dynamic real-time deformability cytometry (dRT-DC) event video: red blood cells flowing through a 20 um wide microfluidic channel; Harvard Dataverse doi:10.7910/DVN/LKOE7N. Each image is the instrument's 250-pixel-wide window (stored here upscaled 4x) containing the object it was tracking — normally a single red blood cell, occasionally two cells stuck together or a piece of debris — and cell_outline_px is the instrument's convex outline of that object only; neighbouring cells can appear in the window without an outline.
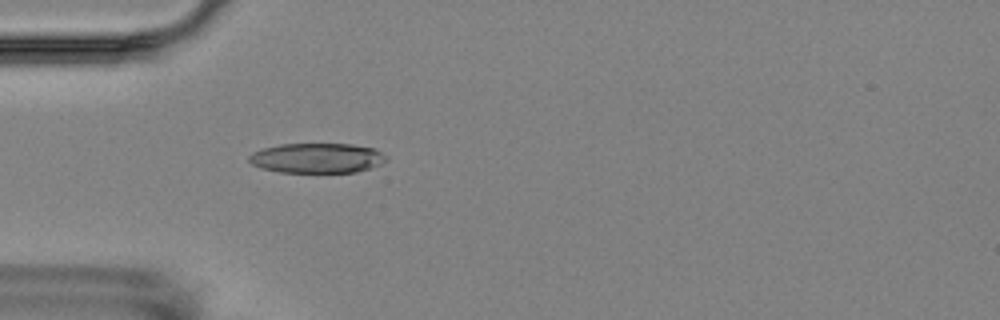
{"species": "Egyptian fruit bat (a non-hibernating species)", "species_latin": "Rousettus aegyptiacus", "temperature_condition": "room temperature", "stored_images_in_passage": 4, "camera_frame_rate_fps": 3000, "um_per_image_px": 0.085, "animal": {"sex": "female"}, "frame": {"image": 1, "passage_image": 4, "time_ms": 4.333, "image_size_px": [1000, 320], "cell_outline_px": [[388, 160], [380, 164], [356, 172], [280, 172], [260, 168], [252, 164], [248, 160], [248, 156], [252, 152], [264, 148], [280, 144], [352, 144], [376, 148], [388, 156]], "centroid_in_image_um": [26.96, 13.43], "position_along_channel_um": 58.0, "area_um2": 24.04}}